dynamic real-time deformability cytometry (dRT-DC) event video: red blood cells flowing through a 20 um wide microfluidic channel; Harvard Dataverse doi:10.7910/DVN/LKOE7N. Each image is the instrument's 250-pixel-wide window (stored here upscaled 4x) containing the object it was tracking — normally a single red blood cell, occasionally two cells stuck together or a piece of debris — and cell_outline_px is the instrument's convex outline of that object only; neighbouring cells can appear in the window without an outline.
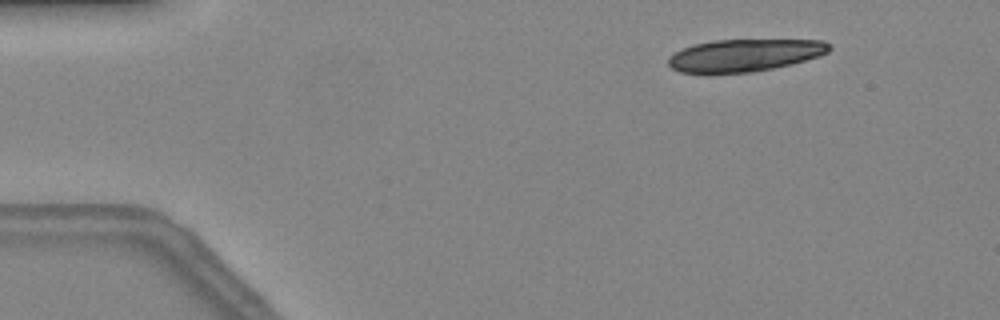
{"species": "common noctule bat (a hibernating species)", "species_latin": "Nyctalus noctula", "temperature_condition": "warm", "stored_images_in_passage": 14, "camera_frame_rate_fps": 3000, "um_per_image_px": 0.085, "animal": {"sex": "female", "body_mass_g": 24.6, "forearm_length_mm": 56.2}, "frame": {"image": 1, "passage_image": 3, "time_ms": 0.667, "image_size_px": [1000, 320], "cell_outline_px": [[832, 48], [828, 52], [820, 56], [792, 64], [752, 72], [680, 72], [672, 68], [668, 64], [668, 56], [680, 48], [692, 44], [716, 40], [824, 40], [832, 44]], "centroid_in_image_um": [63.31, 4.68], "position_along_channel_um": 21.7, "area_um2": 30.35}}